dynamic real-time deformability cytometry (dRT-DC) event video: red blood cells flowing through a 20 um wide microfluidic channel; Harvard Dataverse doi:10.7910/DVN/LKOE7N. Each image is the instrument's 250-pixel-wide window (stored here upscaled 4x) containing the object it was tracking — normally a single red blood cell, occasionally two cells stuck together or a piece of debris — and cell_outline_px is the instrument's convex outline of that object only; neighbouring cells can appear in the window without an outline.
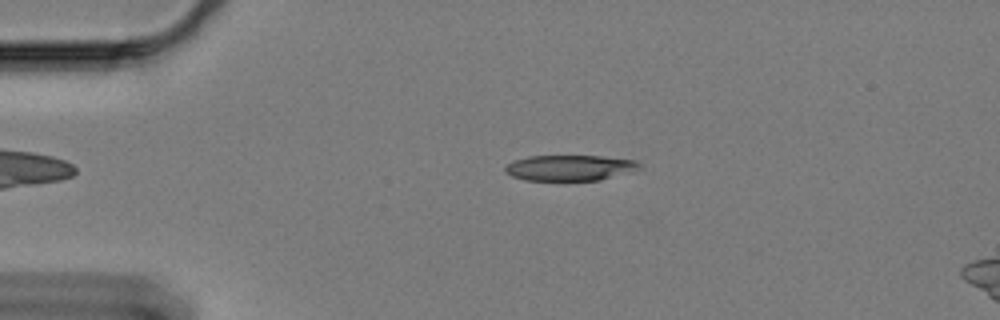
{"species": "Egyptian fruit bat (a non-hibernating species)", "species_latin": "Rousettus aegyptiacus", "temperature_condition": "cold", "stored_images_in_passage": 50, "camera_frame_rate_fps": 3000, "um_per_image_px": 0.085, "animal": {"sex": "female"}, "frame": {"image": 1, "passage_image": 3, "time_ms": 0.667, "image_size_px": [1000, 320], "cell_outline_px": [[640, 164], [600, 180], [524, 180], [512, 176], [504, 172], [504, 168], [508, 164], [516, 160], [528, 156], [600, 156], [636, 160]], "centroid_in_image_um": [48.25, 14.25], "position_along_channel_um": 36.7, "area_um2": 19.25}}
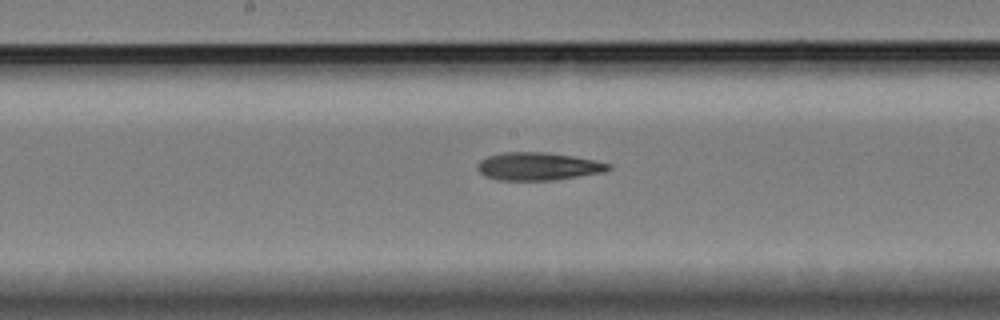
{"frame": {"image": 2, "passage_image": 21, "time_ms": 6.667, "image_size_px": [1000, 320], "cell_outline_px": [[612, 168], [604, 172], [552, 180], [500, 180], [484, 176], [476, 168], [476, 164], [480, 160], [488, 156], [504, 152], [548, 152], [572, 156], [612, 164]], "centroid_in_image_um": [45.71, 14.14], "position_along_channel_um": 202.5, "area_um2": 21.21}}
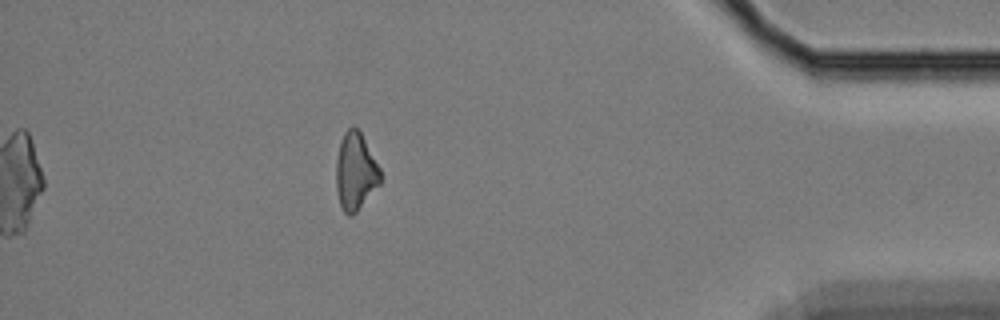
{"frame": {"image": 3, "passage_image": 43, "time_ms": 14.0, "image_size_px": [1000, 320], "cell_outline_px": [[380, 184], [356, 212], [352, 216], [348, 216], [344, 212], [340, 204], [336, 188], [336, 160], [340, 144], [344, 132], [348, 128], [356, 128], [360, 132], [380, 168]], "centroid_in_image_um": [30.21, 14.61], "position_along_channel_um": 405.0, "area_um2": 19.65}, "authors_computed_cell_mechanics": {"area_um2": 21.1548, "velocity_mm_per_s": 3.3342, "shape_relaxation_time_tau1_ms": 4.4089, "shape_relaxation_time_tau2_ms": null, "deformation_change_tau1": 0.1239, "deformation_change_tau2": null}}